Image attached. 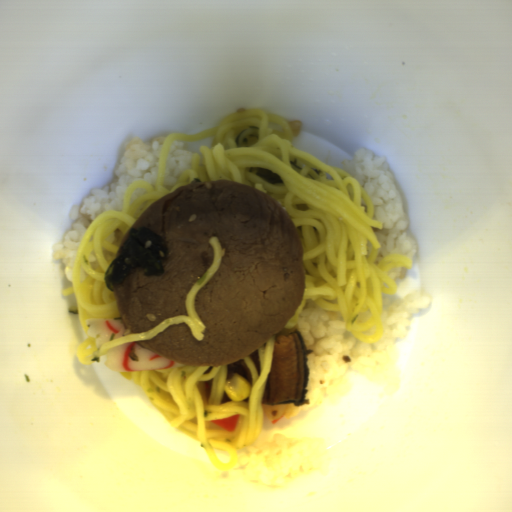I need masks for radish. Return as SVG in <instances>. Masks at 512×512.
<instances>
[{"mask_svg":"<svg viewBox=\"0 0 512 512\" xmlns=\"http://www.w3.org/2000/svg\"><path fill=\"white\" fill-rule=\"evenodd\" d=\"M239 419H240L239 414H235V415L225 418V419H214L211 421L213 424H215L219 428H222L224 430L232 432L238 426Z\"/></svg>","mask_w":512,"mask_h":512,"instance_id":"1f323893","label":"radish"}]
</instances>
